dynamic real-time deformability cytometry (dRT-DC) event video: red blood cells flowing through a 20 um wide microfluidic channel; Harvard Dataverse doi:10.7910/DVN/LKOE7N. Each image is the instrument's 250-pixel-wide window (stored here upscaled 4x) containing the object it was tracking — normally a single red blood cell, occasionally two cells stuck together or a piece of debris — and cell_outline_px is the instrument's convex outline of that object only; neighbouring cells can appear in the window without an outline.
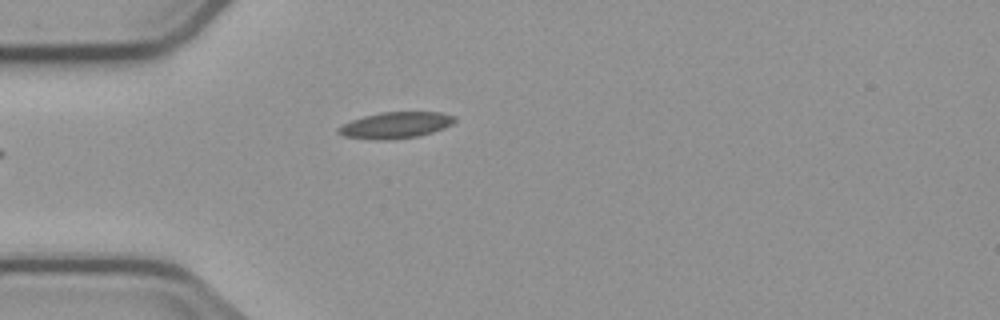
{"species": "common noctule bat (a hibernating species)", "species_latin": "Nyctalus noctula", "temperature_condition": "cold", "stored_images_in_passage": 5, "camera_frame_rate_fps": 3000, "um_per_image_px": 0.085, "animal": {"sex": "male", "body_mass_g": 23.1, "forearm_length_mm": 52.7}, "frame": {"image": 1, "passage_image": 4, "time_ms": 3.667, "image_size_px": [1000, 320], "cell_outline_px": [[456, 120], [452, 124], [444, 128], [420, 136], [388, 140], [380, 140], [344, 136], [336, 132], [336, 128], [352, 120], [364, 116], [380, 112], [440, 112], [456, 116]], "centroid_in_image_um": [33.64, 10.64], "position_along_channel_um": 51.4, "area_um2": 17.86}}